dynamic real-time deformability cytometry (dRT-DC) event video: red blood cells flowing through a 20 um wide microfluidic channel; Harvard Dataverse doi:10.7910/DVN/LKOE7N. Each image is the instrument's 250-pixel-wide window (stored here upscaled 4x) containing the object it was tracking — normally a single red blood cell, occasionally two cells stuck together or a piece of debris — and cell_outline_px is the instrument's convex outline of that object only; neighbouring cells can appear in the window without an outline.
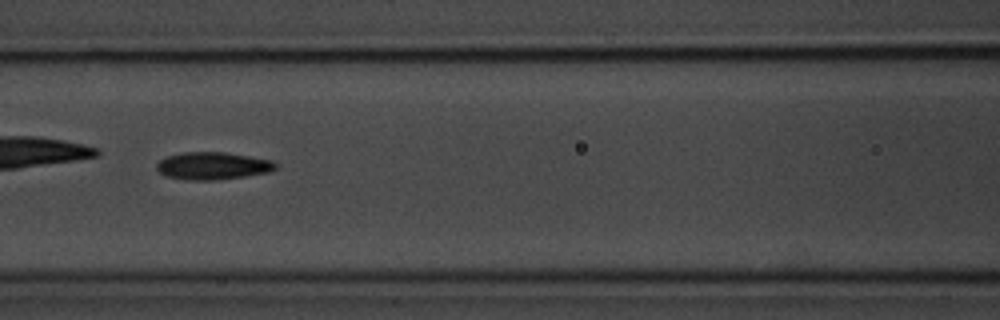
{"species": "common noctule bat (a hibernating species)", "species_latin": "Nyctalus noctula", "temperature_condition": "room temperature", "stored_images_in_passage": 42, "camera_frame_rate_fps": 3000, "um_per_image_px": 0.085, "animal": {"sex": "male", "body_mass_g": 20.1, "forearm_length_mm": 53.5}, "frame": {"image": 1, "passage_image": 13, "time_ms": 4.0, "image_size_px": [1000, 320], "cell_outline_px": [[276, 168], [268, 172], [244, 176], [212, 180], [188, 180], [168, 176], [160, 172], [156, 168], [156, 164], [160, 160], [168, 156], [180, 152], [224, 152], [272, 160], [276, 164]], "centroid_in_image_um": [18.06, 14.09], "position_along_channel_um": 148.5, "area_um2": 18.79}}
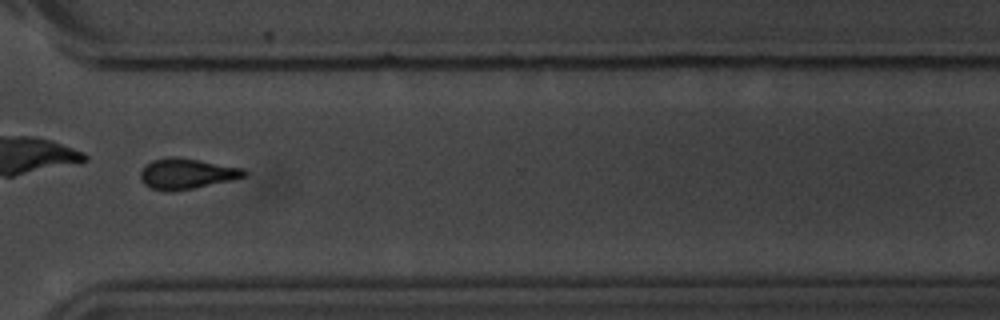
{"frame": {"image": 2, "passage_image": 30, "time_ms": 9.667, "image_size_px": [1000, 320], "cell_outline_px": [[248, 176], [236, 180], [172, 192], [164, 192], [152, 188], [144, 184], [140, 180], [140, 172], [152, 160], [172, 156], [176, 156], [200, 160], [244, 168], [248, 172]], "centroid_in_image_um": [15.92, 14.77], "position_along_channel_um": 354.7, "area_um2": 18.84}, "authors_computed_cell_mechanics": {"area_um2": 18.2937, "velocity_mm_per_s": 3.6469, "shape_relaxation_time_tau1_ms": 2.8006, "shape_relaxation_time_tau2_ms": 4.4398, "deformation_change_tau1": 0.1154, "deformation_change_tau2": 0.1152}}